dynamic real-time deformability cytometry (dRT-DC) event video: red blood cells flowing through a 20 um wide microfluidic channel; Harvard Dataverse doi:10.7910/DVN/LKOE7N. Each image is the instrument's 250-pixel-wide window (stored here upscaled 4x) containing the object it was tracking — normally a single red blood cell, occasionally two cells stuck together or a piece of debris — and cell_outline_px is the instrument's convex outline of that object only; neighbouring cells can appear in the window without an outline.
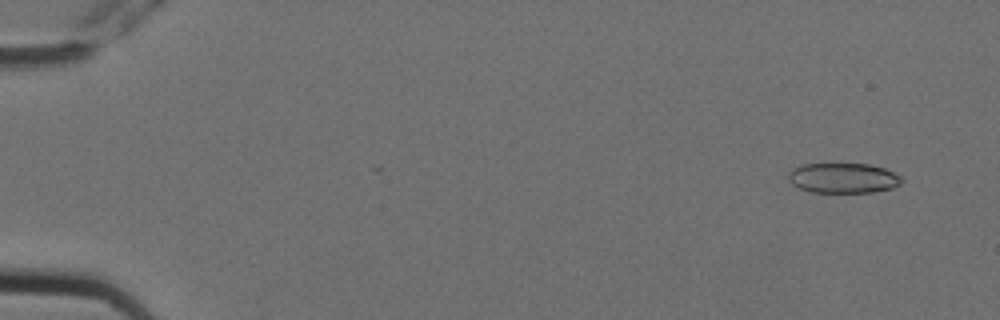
{"species": "Egyptian fruit bat (a non-hibernating species)", "species_latin": "Rousettus aegyptiacus", "temperature_condition": "cold", "stored_images_in_passage": 5, "camera_frame_rate_fps": 3000, "um_per_image_px": 0.085, "animal": {"sex": "female"}, "frame": {"image": 1, "passage_image": 1, "time_ms": 0.0, "image_size_px": [1000, 320], "cell_outline_px": [[904, 180], [900, 184], [892, 188], [872, 192], [812, 192], [800, 188], [792, 184], [788, 180], [788, 172], [792, 168], [804, 164], [868, 164], [884, 168], [900, 176]], "centroid_in_image_um": [71.65, 15.13], "position_along_channel_um": 13.3, "area_um2": 19.83}}
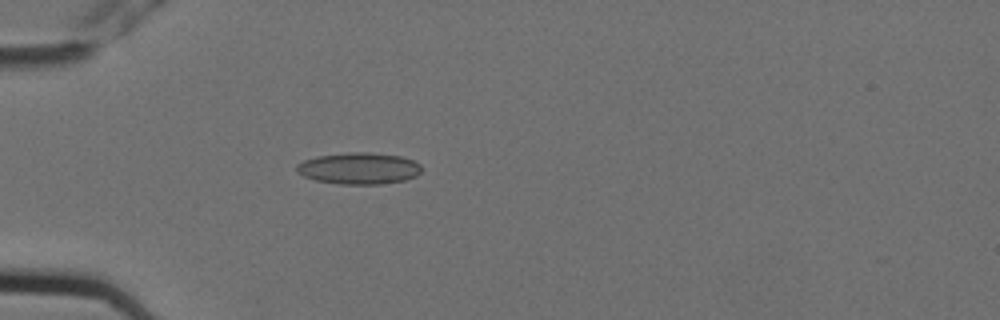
{"frame": {"image": 2, "passage_image": 5, "time_ms": 1.333, "image_size_px": [1000, 320], "cell_outline_px": [[420, 172], [416, 176], [404, 180], [380, 184], [340, 184], [316, 180], [304, 176], [296, 168], [296, 164], [304, 160], [316, 156], [348, 152], [368, 152], [400, 156], [412, 160], [420, 164]], "centroid_in_image_um": [30.5, 14.3], "position_along_channel_um": 54.5, "area_um2": 22.83}}